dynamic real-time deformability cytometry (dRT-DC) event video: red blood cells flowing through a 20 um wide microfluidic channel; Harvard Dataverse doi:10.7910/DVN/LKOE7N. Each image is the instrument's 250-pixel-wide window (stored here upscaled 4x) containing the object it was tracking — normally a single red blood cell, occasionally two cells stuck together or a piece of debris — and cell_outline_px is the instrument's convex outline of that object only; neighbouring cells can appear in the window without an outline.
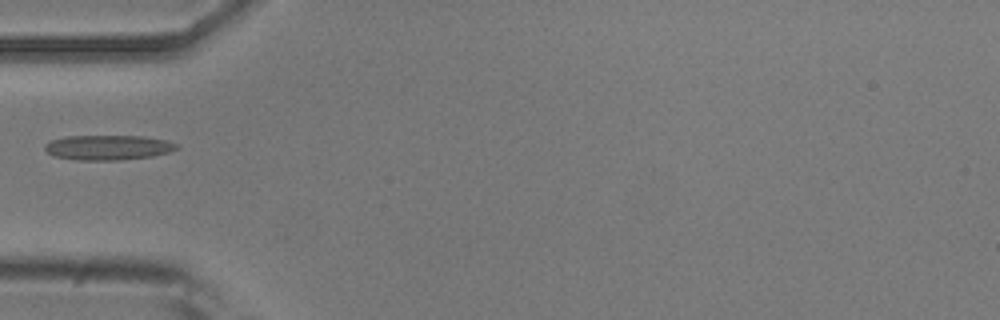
{"species": "common noctule bat (a hibernating species)", "species_latin": "Nyctalus noctula", "temperature_condition": "room temperature", "stored_images_in_passage": 2, "camera_frame_rate_fps": 3000, "um_per_image_px": 0.085, "animal": {"sex": "male", "body_mass_g": 20.5, "forearm_length_mm": 52.5}, "frame": {"image": 1, "passage_image": 1, "time_ms": 0.0, "image_size_px": [1000, 320], "cell_outline_px": [[180, 148], [168, 152], [152, 156], [120, 160], [76, 160], [52, 156], [44, 148], [44, 144], [52, 140], [64, 136], [144, 136], [164, 140], [180, 144]], "centroid_in_image_um": [9.18, 12.54], "position_along_channel_um": 75.8, "area_um2": 19.25}}
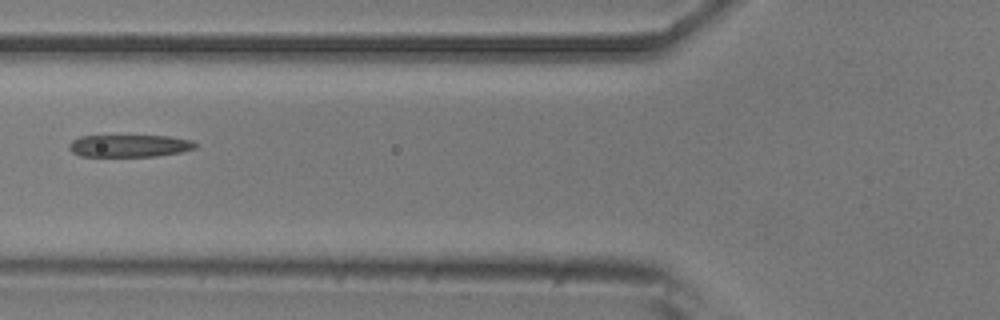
{"frame": {"image": 2, "passage_image": 2, "time_ms": 0.333, "image_size_px": [1000, 320], "cell_outline_px": [[200, 144], [196, 148], [180, 152], [156, 156], [80, 156], [72, 152], [68, 148], [68, 144], [72, 140], [80, 136], [168, 136], [192, 140]], "centroid_in_image_um": [11.01, 12.39], "position_along_channel_um": 114.8, "area_um2": 16.47}}